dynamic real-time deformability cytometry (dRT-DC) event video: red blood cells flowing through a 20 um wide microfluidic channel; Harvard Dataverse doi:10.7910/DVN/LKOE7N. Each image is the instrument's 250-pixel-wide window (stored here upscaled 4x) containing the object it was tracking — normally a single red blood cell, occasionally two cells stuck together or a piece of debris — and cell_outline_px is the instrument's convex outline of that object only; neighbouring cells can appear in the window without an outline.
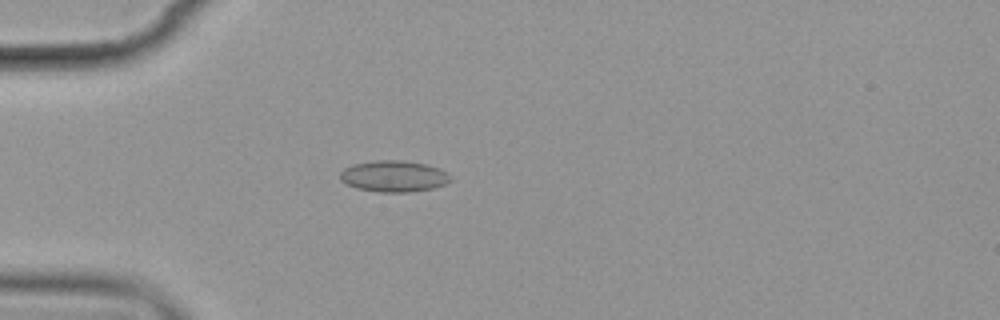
{"species": "common noctule bat (a hibernating species)", "species_latin": "Nyctalus noctula", "temperature_condition": "cold", "stored_images_in_passage": 6, "camera_frame_rate_fps": 3000, "um_per_image_px": 0.085, "animal": {"sex": "female", "body_mass_g": 19.9}, "frame": {"image": 1, "passage_image": 5, "time_ms": 4.667, "image_size_px": [1000, 320], "cell_outline_px": [[452, 180], [444, 184], [432, 188], [408, 192], [380, 192], [356, 188], [340, 180], [340, 172], [344, 168], [352, 164], [376, 160], [400, 160], [428, 164], [440, 168], [448, 172], [452, 176]], "centroid_in_image_um": [33.49, 14.97], "position_along_channel_um": 51.5, "area_um2": 20.29}}